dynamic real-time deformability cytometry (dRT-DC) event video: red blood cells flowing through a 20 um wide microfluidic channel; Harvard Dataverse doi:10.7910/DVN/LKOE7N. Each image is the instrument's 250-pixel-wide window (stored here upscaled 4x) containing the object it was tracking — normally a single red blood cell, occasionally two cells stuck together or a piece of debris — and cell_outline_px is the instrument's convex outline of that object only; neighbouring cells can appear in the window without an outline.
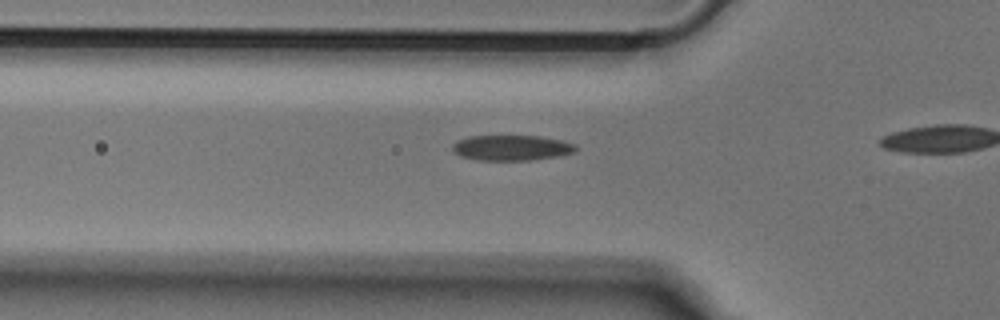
{"species": "Egyptian fruit bat (a non-hibernating species)", "species_latin": "Rousettus aegyptiacus", "temperature_condition": "cold", "stored_images_in_passage": 15, "camera_frame_rate_fps": 3000, "um_per_image_px": 0.085, "animal": {"sex": "male"}, "frame": {"image": 1, "passage_image": 13, "time_ms": 4.0, "image_size_px": [1000, 320], "cell_outline_px": [[576, 152], [560, 156], [532, 160], [476, 160], [460, 156], [452, 152], [452, 144], [456, 140], [468, 136], [540, 136], [560, 140], [576, 144]], "centroid_in_image_um": [43.46, 12.56], "position_along_channel_um": 82.3, "area_um2": 18.5}}